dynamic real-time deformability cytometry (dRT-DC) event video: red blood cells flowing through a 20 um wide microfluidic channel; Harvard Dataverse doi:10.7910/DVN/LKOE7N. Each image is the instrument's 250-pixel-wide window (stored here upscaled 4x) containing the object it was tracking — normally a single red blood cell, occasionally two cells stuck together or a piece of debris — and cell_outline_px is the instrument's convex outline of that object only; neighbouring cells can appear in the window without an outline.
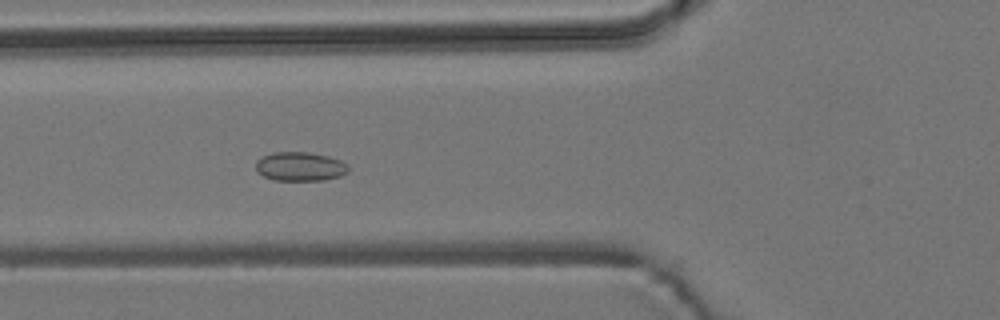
{"species": "common noctule bat (a hibernating species)", "species_latin": "Nyctalus noctula", "temperature_condition": "room temperature", "stored_images_in_passage": 6, "camera_frame_rate_fps": 3000, "um_per_image_px": 0.085, "animal": {"sex": "male", "body_mass_g": 19.2, "forearm_length_mm": 51.8}, "frame": {"image": 1, "passage_image": 6, "time_ms": 5.667, "image_size_px": [1000, 320], "cell_outline_px": [[348, 172], [340, 176], [324, 180], [272, 180], [256, 172], [256, 160], [272, 152], [308, 152], [328, 156], [340, 160], [348, 164]], "centroid_in_image_um": [25.5, 14.15], "position_along_channel_um": 100.3, "area_um2": 15.72}}